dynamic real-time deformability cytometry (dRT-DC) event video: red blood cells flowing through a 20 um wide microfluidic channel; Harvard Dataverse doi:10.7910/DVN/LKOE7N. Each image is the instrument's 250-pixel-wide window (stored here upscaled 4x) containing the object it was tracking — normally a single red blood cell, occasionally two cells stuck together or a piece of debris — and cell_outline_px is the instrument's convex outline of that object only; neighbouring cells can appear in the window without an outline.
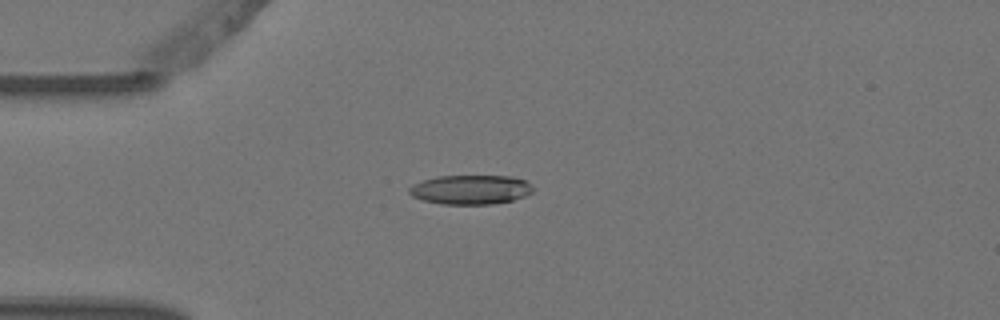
{"species": "Egyptian fruit bat (a non-hibernating species)", "species_latin": "Rousettus aegyptiacus", "temperature_condition": "warm", "stored_images_in_passage": 6, "camera_frame_rate_fps": 3000, "um_per_image_px": 0.085, "animal": {"sex": "female"}, "frame": {"image": 1, "passage_image": 6, "time_ms": 1.667, "image_size_px": [1000, 320], "cell_outline_px": [[532, 192], [524, 196], [512, 200], [492, 204], [440, 204], [424, 200], [412, 196], [408, 192], [408, 188], [424, 180], [440, 176], [512, 176], [524, 180], [532, 184]], "centroid_in_image_um": [40.02, 16.12], "position_along_channel_um": 45.0, "area_um2": 20.98}}